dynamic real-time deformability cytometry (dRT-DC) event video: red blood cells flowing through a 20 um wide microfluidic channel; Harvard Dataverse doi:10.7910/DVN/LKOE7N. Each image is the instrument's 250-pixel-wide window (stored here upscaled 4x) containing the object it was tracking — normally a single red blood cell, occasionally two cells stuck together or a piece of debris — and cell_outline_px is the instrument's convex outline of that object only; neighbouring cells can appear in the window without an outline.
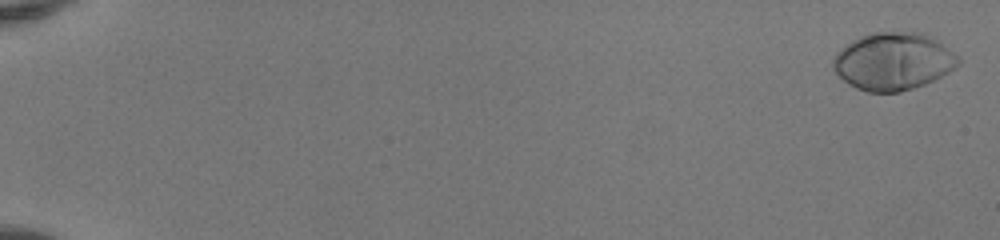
{"species": "human", "species_latin": "Homo sapiens", "temperature_condition": "room temperature", "stored_images_in_passage": 52, "camera_frame_rate_fps": 3000, "um_per_image_px": 0.085, "donor": {"sex": "female"}, "frame": {"image": 1, "passage_image": 2, "time_ms": 0.333, "image_size_px": [1000, 240], "cell_outline_px": [[960, 64], [956, 68], [924, 84], [900, 92], [868, 92], [856, 88], [848, 84], [832, 68], [832, 60], [836, 52], [840, 48], [852, 40], [860, 36], [872, 32], [924, 32], [960, 56]], "centroid_in_image_um": [75.91, 5.2], "position_along_channel_um": 9.1, "area_um2": 42.08}}
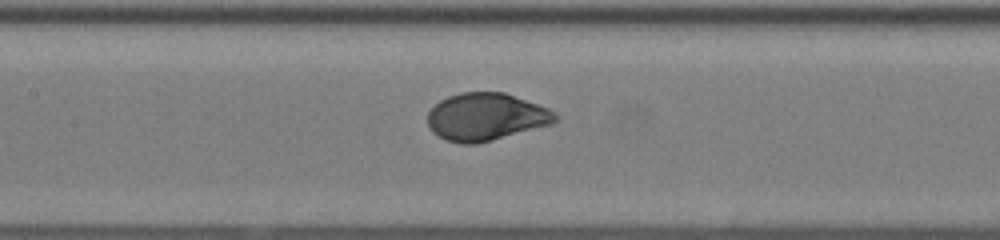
{"frame": {"image": 2, "passage_image": 28, "time_ms": 9.0, "image_size_px": [1000, 240], "cell_outline_px": [[560, 120], [552, 124], [492, 140], [476, 144], [460, 144], [448, 140], [432, 132], [428, 124], [428, 112], [440, 100], [448, 96], [460, 92], [504, 92], [548, 108], [556, 112], [560, 116]], "centroid_in_image_um": [41.34, 9.93], "position_along_channel_um": 166.1, "area_um2": 35.37}}
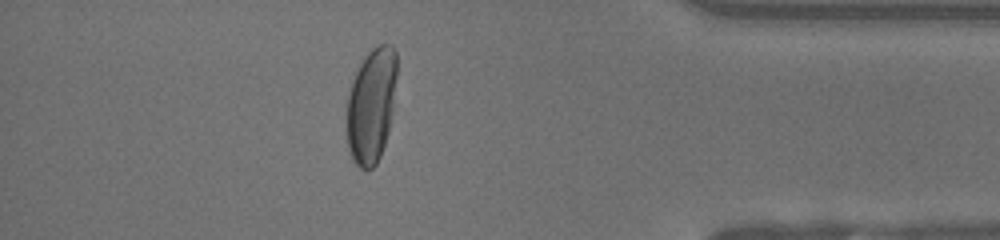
{"frame": {"image": 3, "passage_image": 47, "time_ms": 15.333, "image_size_px": [1000, 240], "cell_outline_px": [[396, 76], [392, 108], [388, 132], [380, 156], [376, 164], [372, 168], [360, 168], [352, 160], [348, 148], [344, 128], [344, 116], [348, 92], [352, 80], [364, 56], [372, 48], [380, 44], [392, 44], [396, 52]], "centroid_in_image_um": [31.5, 8.97], "position_along_channel_um": 403.7, "area_um2": 34.1}, "authors_computed_cell_mechanics": {"area_um2": 35.9805, "velocity_mm_per_s": 4.1409, "shape_relaxation_time_tau1_ms": 3.2168, "shape_relaxation_time_tau2_ms": null, "deformation_change_tau1": 0.2101, "deformation_change_tau2": null}}